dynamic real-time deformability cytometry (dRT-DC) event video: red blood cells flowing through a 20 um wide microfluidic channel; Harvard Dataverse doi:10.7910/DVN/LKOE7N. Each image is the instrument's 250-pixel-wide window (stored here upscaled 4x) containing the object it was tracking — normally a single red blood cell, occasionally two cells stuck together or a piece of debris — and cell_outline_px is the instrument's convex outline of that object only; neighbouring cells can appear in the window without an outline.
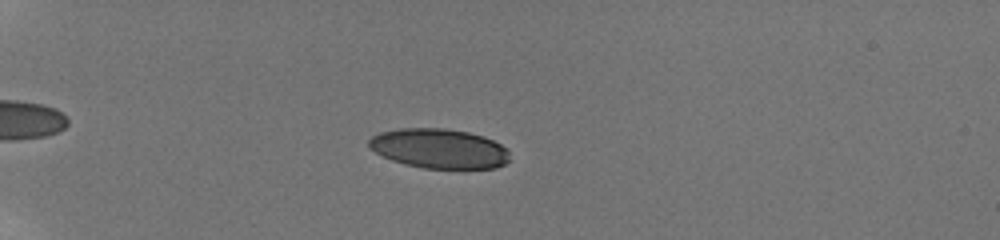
{"species": "human", "species_latin": "Homo sapiens", "temperature_condition": "room temperature", "stored_images_in_passage": 48, "camera_frame_rate_fps": 3000, "um_per_image_px": 0.085, "donor": {"sex": "male"}, "frame": {"image": 1, "passage_image": 1, "time_ms": 0.0, "image_size_px": [1000, 240], "cell_outline_px": [[508, 160], [504, 164], [496, 168], [424, 168], [404, 164], [392, 160], [368, 148], [368, 140], [372, 136], [380, 132], [400, 128], [444, 128], [468, 132], [484, 136], [508, 148]], "centroid_in_image_um": [37.31, 12.62], "position_along_channel_um": 47.7, "area_um2": 32.54}}
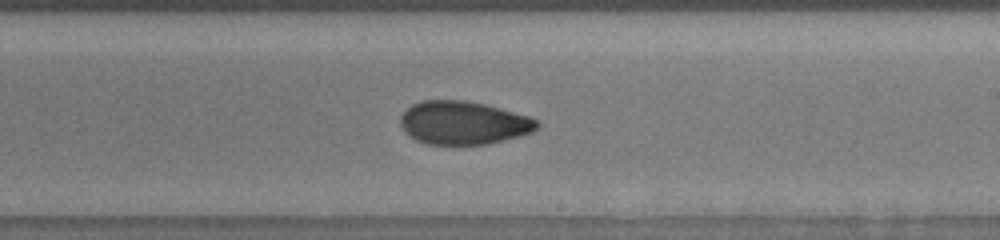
{"frame": {"image": 2, "passage_image": 32, "time_ms": 6.667, "image_size_px": [1000, 240], "cell_outline_px": [[540, 124], [532, 132], [504, 140], [488, 144], [428, 144], [416, 140], [408, 136], [404, 132], [400, 124], [400, 116], [412, 104], [420, 100], [464, 100], [484, 104], [532, 116], [540, 120]], "centroid_in_image_um": [39.39, 10.43], "position_along_channel_um": 249.6, "area_um2": 34.68}}
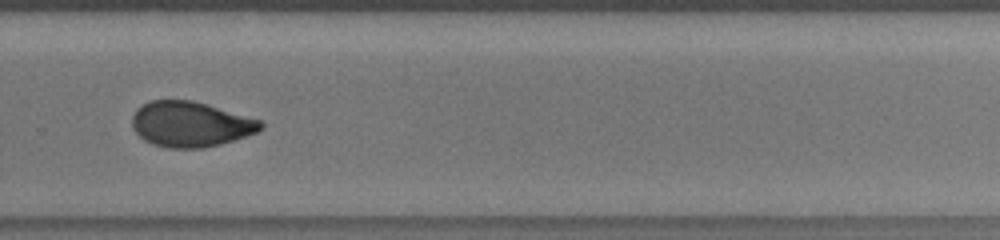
{"frame": {"image": 3, "passage_image": 43, "time_ms": 8.333, "image_size_px": [1000, 240], "cell_outline_px": [[264, 128], [256, 132], [220, 144], [204, 148], [168, 148], [152, 144], [144, 140], [132, 128], [132, 116], [136, 108], [152, 100], [192, 100], [208, 104], [264, 120]], "centroid_in_image_um": [16.21, 10.55], "position_along_channel_um": 313.6, "area_um2": 34.22}}